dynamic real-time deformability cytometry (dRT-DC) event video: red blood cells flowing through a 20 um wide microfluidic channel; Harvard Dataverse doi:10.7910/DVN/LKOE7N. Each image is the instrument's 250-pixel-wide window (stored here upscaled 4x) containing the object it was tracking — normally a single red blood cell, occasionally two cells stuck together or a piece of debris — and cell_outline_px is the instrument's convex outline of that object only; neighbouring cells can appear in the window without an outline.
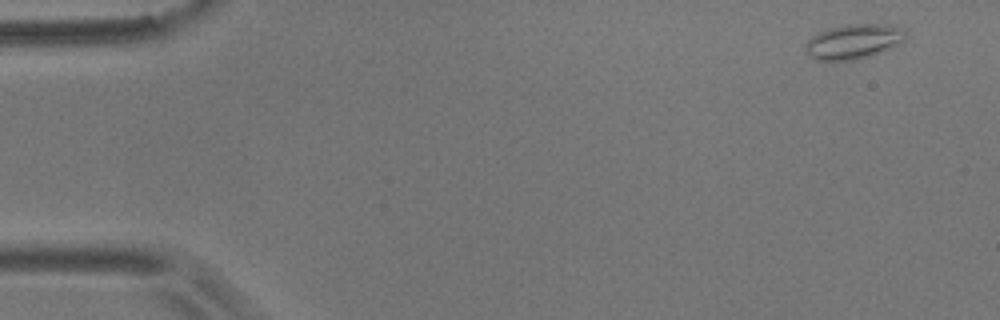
{"species": "common noctule bat (a hibernating species)", "species_latin": "Nyctalus noctula", "temperature_condition": "room temperature", "stored_images_in_passage": 5, "camera_frame_rate_fps": 3000, "um_per_image_px": 0.085, "animal": {"sex": "male", "body_mass_g": 17.9}, "frame": {"image": 1, "passage_image": 1, "time_ms": 0.0, "image_size_px": [1000, 320], "cell_outline_px": [[908, 36], [904, 40], [880, 52], [868, 56], [852, 60], [816, 60], [808, 52], [804, 44], [812, 36], [828, 28], [848, 24], [892, 24], [904, 28], [908, 32]], "centroid_in_image_um": [72.6, 3.5], "position_along_channel_um": 12.4, "area_um2": 20.17}}
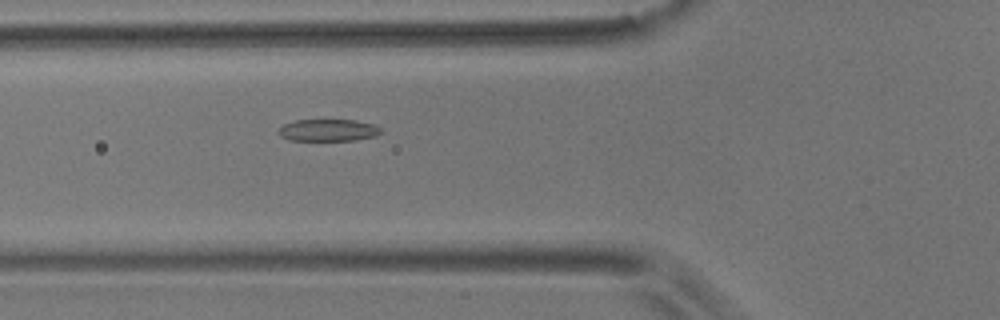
{"frame": {"image": 2, "passage_image": 5, "time_ms": 5.667, "image_size_px": [1000, 320], "cell_outline_px": [[380, 132], [376, 136], [356, 140], [288, 140], [280, 136], [276, 132], [284, 124], [296, 120], [356, 120], [376, 124], [380, 128]], "centroid_in_image_um": [27.89, 11.06], "position_along_channel_um": 97.9, "area_um2": 13.18}}